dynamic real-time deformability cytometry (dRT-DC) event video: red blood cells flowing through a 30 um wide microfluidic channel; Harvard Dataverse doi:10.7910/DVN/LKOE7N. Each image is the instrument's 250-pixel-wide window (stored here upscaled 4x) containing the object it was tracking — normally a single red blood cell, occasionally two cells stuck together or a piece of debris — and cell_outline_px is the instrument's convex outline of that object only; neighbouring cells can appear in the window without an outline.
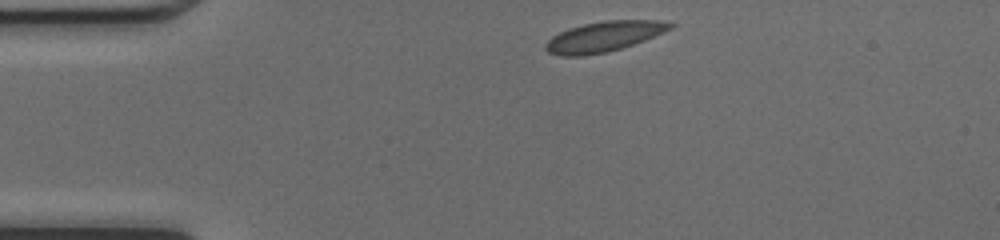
{"species": "common noctule bat (a hibernating species)", "species_latin": "Nyctalus noctula", "temperature_condition": "cold", "stored_images_in_passage": 40, "camera_frame_rate_fps": 3000, "um_per_image_px": 0.085, "animal": {"sex": "female", "body_mass_g": 17.0, "forearm_length_mm": 48.0}, "frame": {"image": 1, "passage_image": 1, "time_ms": 0.0, "image_size_px": [1000, 240], "cell_outline_px": [[676, 24], [672, 28], [664, 32], [644, 40], [608, 52], [584, 56], [560, 56], [548, 52], [544, 48], [544, 44], [552, 36], [568, 28], [584, 24], [604, 20], [664, 20]], "centroid_in_image_um": [51.32, 3.1], "position_along_channel_um": 33.7, "area_um2": 22.08}}
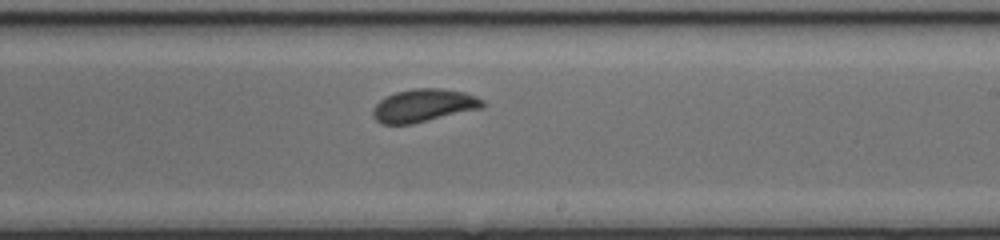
{"frame": {"image": 2, "passage_image": 20, "time_ms": 6.333, "image_size_px": [1000, 240], "cell_outline_px": [[484, 108], [412, 124], [384, 124], [376, 120], [372, 116], [372, 108], [380, 100], [396, 92], [412, 88], [440, 88], [464, 92], [476, 96], [484, 100]], "centroid_in_image_um": [36.03, 8.97], "position_along_channel_um": 253.0, "area_um2": 21.15}}
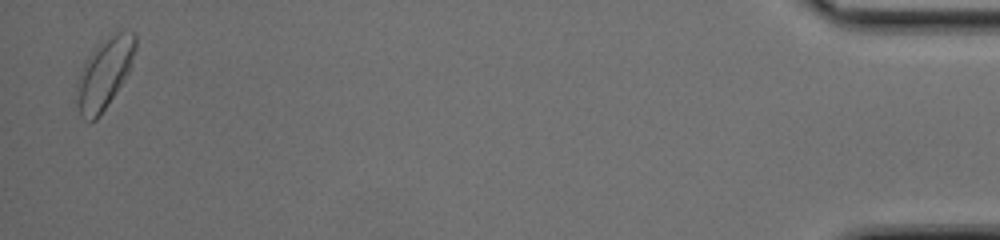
{"frame": {"image": 3, "passage_image": 39, "time_ms": 12.667, "image_size_px": [1000, 240], "cell_outline_px": [[136, 48], [128, 72], [124, 80], [100, 116], [96, 120], [88, 124], [80, 116], [76, 104], [76, 84], [80, 72], [88, 56], [100, 40], [116, 28], [132, 32], [136, 36]], "centroid_in_image_um": [8.86, 6.22], "position_along_channel_um": 426.3, "area_um2": 24.74}, "authors_computed_cell_mechanics": {"area_um2": 21.2415, "velocity_mm_per_s": 4.2026, "shape_relaxation_time_tau1_ms": 3.5353, "shape_relaxation_time_tau2_ms": null, "deformation_change_tau1": 0.0788, "deformation_change_tau2": null}}